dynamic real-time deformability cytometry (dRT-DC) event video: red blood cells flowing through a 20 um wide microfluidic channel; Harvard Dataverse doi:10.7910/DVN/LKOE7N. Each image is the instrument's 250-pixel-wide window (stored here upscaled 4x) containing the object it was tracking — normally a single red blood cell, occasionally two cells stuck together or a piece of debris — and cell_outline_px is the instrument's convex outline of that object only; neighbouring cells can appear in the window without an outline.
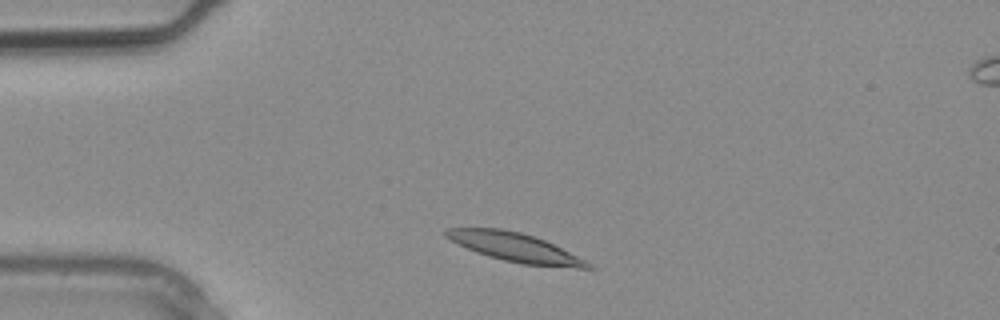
{"species": "common noctule bat (a hibernating species)", "species_latin": "Nyctalus noctula", "temperature_condition": "warm", "stored_images_in_passage": 1, "camera_frame_rate_fps": 3000, "um_per_image_px": 0.085, "animal": {"sex": "male", "body_mass_g": 20.4}, "frame": {"image": 1, "passage_image": 1, "time_ms": 0.0, "image_size_px": [1000, 320], "cell_outline_px": [[596, 268], [576, 268], [520, 264], [488, 256], [476, 252], [444, 236], [444, 232], [448, 228], [504, 228], [520, 232], [544, 240], [592, 264]], "centroid_in_image_um": [43.77, 21.02], "position_along_channel_um": 41.2, "area_um2": 23.41}}